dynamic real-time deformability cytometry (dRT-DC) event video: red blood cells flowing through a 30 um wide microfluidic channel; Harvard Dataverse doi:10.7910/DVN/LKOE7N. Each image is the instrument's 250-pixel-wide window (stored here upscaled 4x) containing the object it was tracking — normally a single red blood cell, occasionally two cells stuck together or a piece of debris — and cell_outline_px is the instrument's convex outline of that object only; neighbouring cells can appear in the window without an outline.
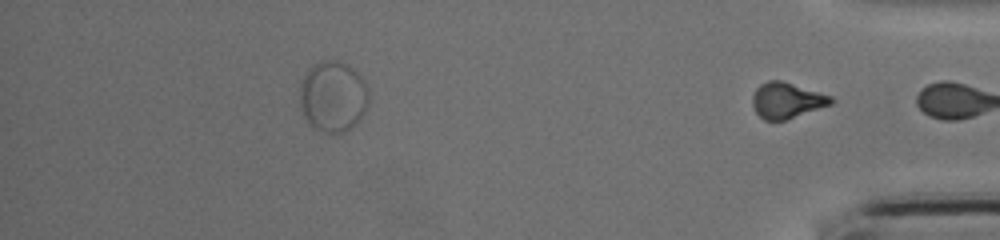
{"species": "common noctule bat (a hibernating species)", "species_latin": "Nyctalus noctula", "temperature_condition": "cold", "stored_images_in_passage": 32, "segment_of_instrument_passage": [2, 2], "camera_frame_rate_fps": 3000, "um_per_image_px": 0.085, "animal": {"sex": "female", "body_mass_g": 17.0, "forearm_length_mm": 48.0}, "frame": {"image": 1, "passage_image": 32, "time_ms": 10.333, "image_size_px": [1000, 240], "cell_outline_px": [[836, 100], [832, 104], [784, 120], [764, 120], [756, 112], [752, 104], [752, 96], [756, 88], [760, 84], [768, 80], [780, 80], [832, 96]], "centroid_in_image_um": [66.87, 8.52], "position_along_channel_um": 368.3, "area_um2": 16.24}}